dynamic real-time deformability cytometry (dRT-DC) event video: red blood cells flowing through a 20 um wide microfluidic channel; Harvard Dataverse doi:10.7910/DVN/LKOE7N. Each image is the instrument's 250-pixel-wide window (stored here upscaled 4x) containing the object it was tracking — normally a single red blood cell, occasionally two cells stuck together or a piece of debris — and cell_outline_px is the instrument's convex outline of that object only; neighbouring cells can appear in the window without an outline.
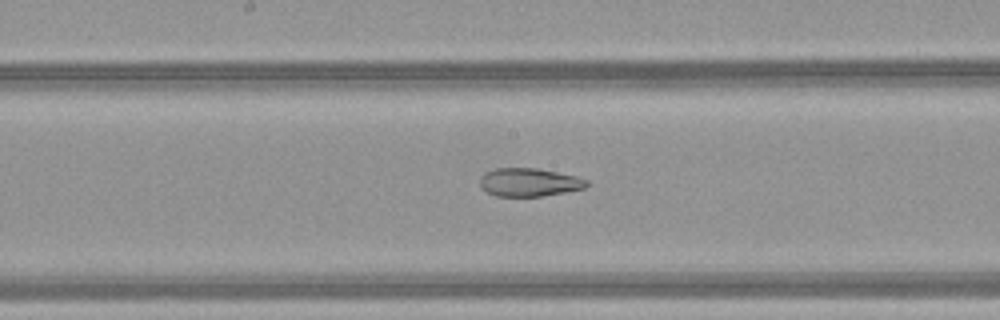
{"species": "common noctule bat (a hibernating species)", "species_latin": "Nyctalus noctula", "temperature_condition": "warm", "stored_images_in_passage": 51, "camera_frame_rate_fps": 3000, "um_per_image_px": 0.085, "animal": {"sex": "female", "body_mass_g": 21.9}, "frame": {"image": 1, "passage_image": 28, "time_ms": 9.0, "image_size_px": [1000, 320], "cell_outline_px": [[588, 184], [584, 188], [564, 192], [540, 196], [496, 196], [480, 188], [480, 176], [484, 172], [496, 168], [536, 168], [576, 176], [588, 180]], "centroid_in_image_um": [44.93, 15.49], "position_along_channel_um": 203.3, "area_um2": 17.51}}
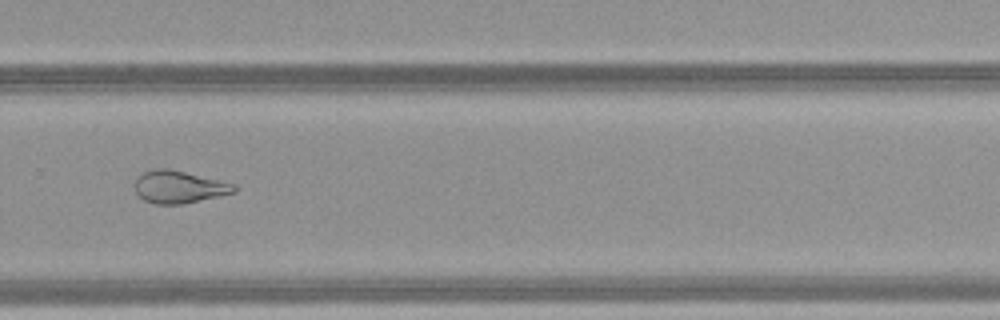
{"frame": {"image": 2, "passage_image": 36, "time_ms": 11.667, "image_size_px": [1000, 320], "cell_outline_px": [[236, 192], [184, 204], [156, 204], [144, 200], [136, 192], [136, 180], [144, 172], [156, 168], [168, 168], [236, 184]], "centroid_in_image_um": [15.24, 15.89], "position_along_channel_um": 314.6, "area_um2": 18.55}}
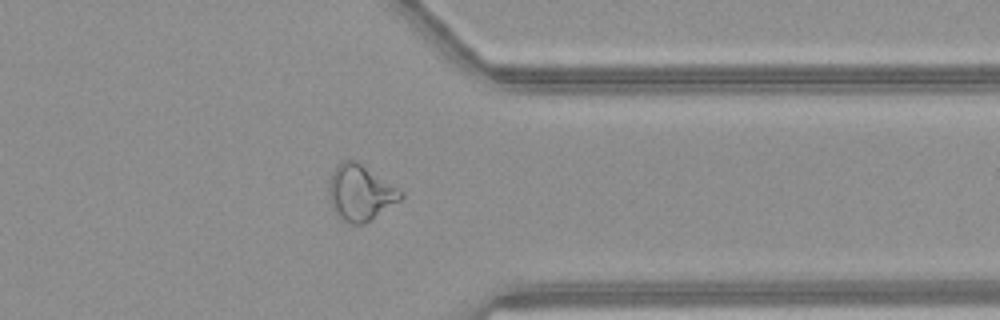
{"frame": {"image": 3, "passage_image": 41, "time_ms": 13.333, "image_size_px": [1000, 320], "cell_outline_px": [[404, 196], [400, 200], [364, 224], [352, 224], [336, 216], [328, 196], [328, 184], [332, 172], [344, 160], [356, 160], [404, 192]], "centroid_in_image_um": [30.61, 16.39], "position_along_channel_um": 380.8, "area_um2": 23.18}, "authors_computed_cell_mechanics": {"area_um2": 24.854, "velocity_mm_per_s": 4.2058, "shape_relaxation_time_tau1_ms": null, "shape_relaxation_time_tau2_ms": 2.2889, "deformation_change_tau1": null, "deformation_change_tau2": 0.1053}}